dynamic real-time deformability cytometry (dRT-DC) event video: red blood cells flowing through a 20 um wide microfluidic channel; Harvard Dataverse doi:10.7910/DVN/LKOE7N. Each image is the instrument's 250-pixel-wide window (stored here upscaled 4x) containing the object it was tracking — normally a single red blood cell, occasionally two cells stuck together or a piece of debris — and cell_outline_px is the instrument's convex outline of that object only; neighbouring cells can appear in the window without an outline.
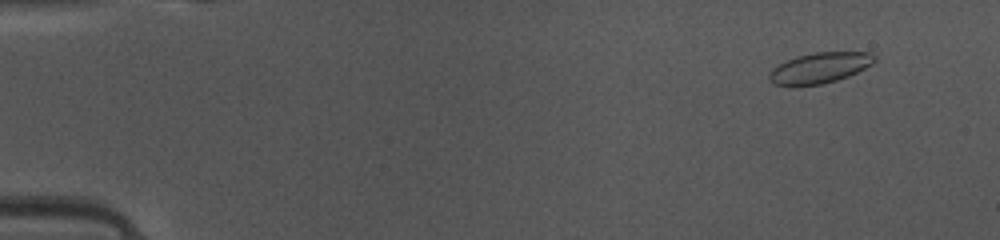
{"species": "common noctule bat (a hibernating species)", "species_latin": "Nyctalus noctula", "temperature_condition": "warm", "stored_images_in_passage": 45, "camera_frame_rate_fps": 3000, "um_per_image_px": 0.085, "animal": {"sex": "female", "body_mass_g": 10.0, "forearm_length_mm": 53.1}, "frame": {"image": 1, "passage_image": 1, "time_ms": 0.0, "image_size_px": [1000, 240], "cell_outline_px": [[876, 60], [872, 64], [848, 76], [836, 80], [820, 84], [772, 84], [768, 80], [768, 76], [772, 68], [796, 56], [816, 52], [872, 52], [876, 56]], "centroid_in_image_um": [69.7, 5.74], "position_along_channel_um": 15.3, "area_um2": 18.44}}
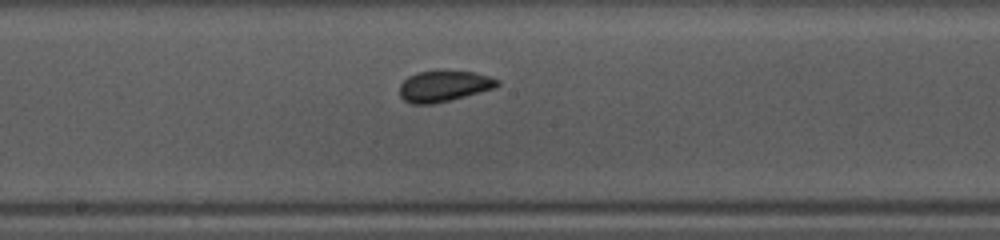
{"frame": {"image": 2, "passage_image": 23, "time_ms": 7.333, "image_size_px": [1000, 240], "cell_outline_px": [[500, 84], [496, 88], [452, 100], [432, 104], [412, 104], [404, 100], [400, 96], [400, 84], [408, 76], [416, 72], [444, 68], [448, 68], [472, 72], [488, 76], [500, 80]], "centroid_in_image_um": [37.74, 7.28], "position_along_channel_um": 210.5, "area_um2": 18.38}}
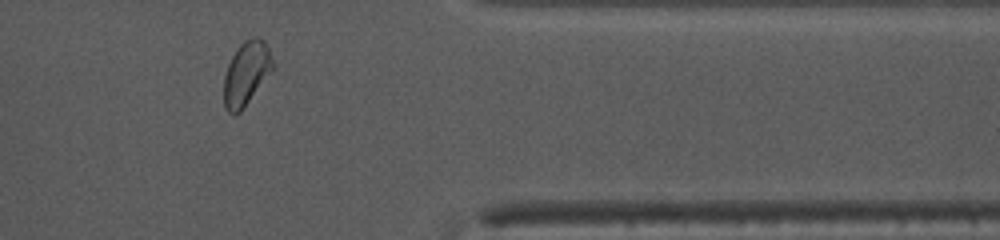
{"frame": {"image": 3, "passage_image": 37, "time_ms": 12.0, "image_size_px": [1000, 240], "cell_outline_px": [[276, 64], [244, 108], [240, 112], [232, 116], [224, 108], [224, 76], [228, 64], [232, 56], [240, 44], [244, 40], [256, 36], [264, 40]], "centroid_in_image_um": [20.93, 6.24], "position_along_channel_um": 390.5, "area_um2": 18.26}, "authors_computed_cell_mechanics": {"area_um2": 18.2648, "velocity_mm_per_s": 4.1331, "shape_relaxation_time_tau1_ms": 2.7921, "shape_relaxation_time_tau2_ms": 0.9039, "deformation_change_tau1": 0.0512, "deformation_change_tau2": 0.0574}}